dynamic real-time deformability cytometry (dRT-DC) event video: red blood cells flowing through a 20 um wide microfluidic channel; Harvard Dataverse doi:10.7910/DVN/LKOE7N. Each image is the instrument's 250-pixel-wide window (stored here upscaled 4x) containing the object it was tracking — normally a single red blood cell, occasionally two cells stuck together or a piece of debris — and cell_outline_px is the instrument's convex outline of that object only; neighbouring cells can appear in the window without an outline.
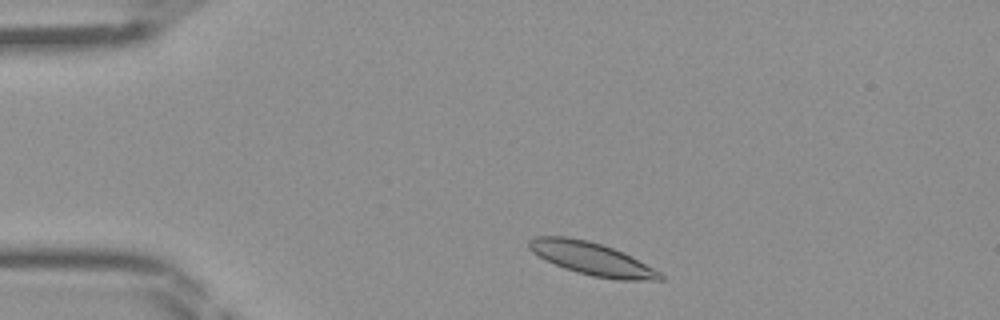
{"species": "Egyptian fruit bat (a non-hibernating species)", "species_latin": "Rousettus aegyptiacus", "temperature_condition": "room temperature", "stored_images_in_passage": 39, "camera_frame_rate_fps": 3000, "um_per_image_px": 0.085, "frame": {"image": 1, "passage_image": 2, "time_ms": 0.333, "image_size_px": [1000, 320], "cell_outline_px": [[664, 280], [616, 280], [592, 276], [576, 272], [564, 268], [532, 252], [528, 248], [528, 240], [536, 236], [568, 236], [588, 240], [612, 248], [632, 256], [660, 272], [664, 276]], "centroid_in_image_um": [50.31, 21.99], "position_along_channel_um": 34.7, "area_um2": 24.97}}
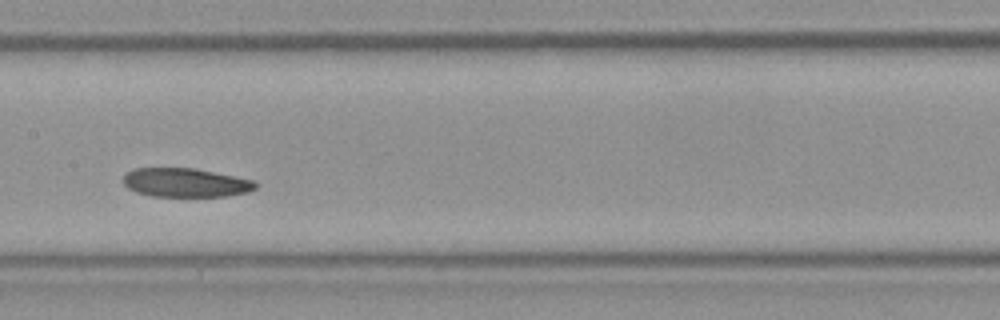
{"frame": {"image": 2, "passage_image": 16, "time_ms": 5.0, "image_size_px": [1000, 320], "cell_outline_px": [[256, 188], [248, 192], [228, 196], [152, 196], [136, 192], [128, 188], [124, 184], [124, 176], [132, 168], [196, 168], [252, 180], [256, 184]], "centroid_in_image_um": [15.75, 15.52], "position_along_channel_um": 191.6, "area_um2": 22.14}}
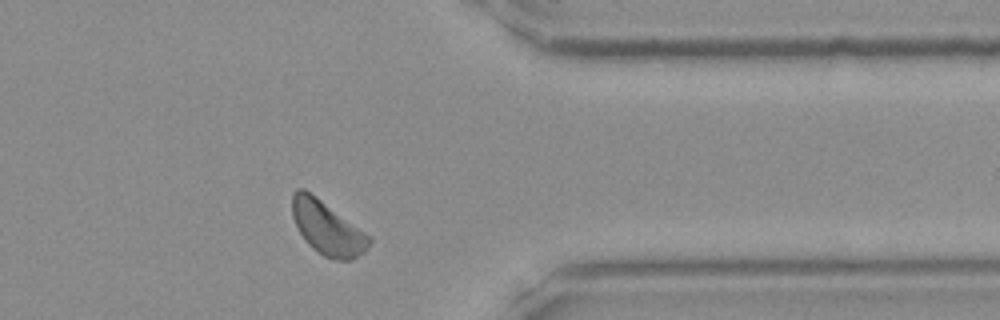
{"frame": {"image": 3, "passage_image": 30, "time_ms": 9.667, "image_size_px": [1000, 320], "cell_outline_px": [[372, 240], [364, 252], [352, 260], [336, 260], [324, 256], [312, 248], [304, 240], [292, 216], [292, 192], [296, 188], [304, 188], [372, 236]], "centroid_in_image_um": [27.83, 19.38], "position_along_channel_um": 383.6, "area_um2": 24.04}}